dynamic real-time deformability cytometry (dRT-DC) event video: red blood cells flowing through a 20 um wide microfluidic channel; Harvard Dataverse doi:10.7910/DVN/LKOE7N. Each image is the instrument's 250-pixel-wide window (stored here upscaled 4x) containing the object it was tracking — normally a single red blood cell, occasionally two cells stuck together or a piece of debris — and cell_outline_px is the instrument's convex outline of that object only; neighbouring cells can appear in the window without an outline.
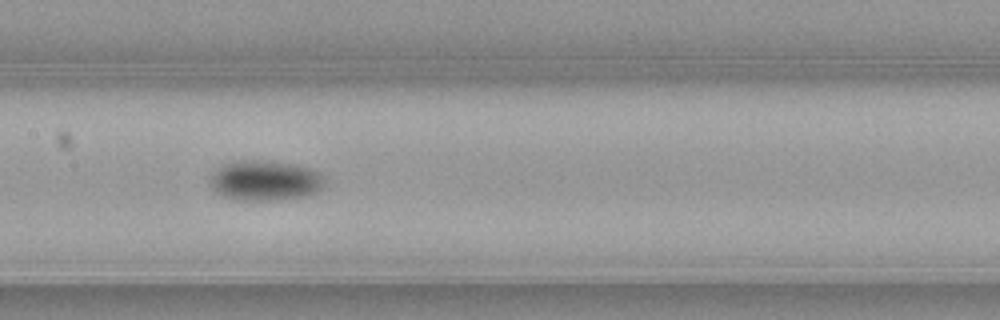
{"species": "common noctule bat (a hibernating species)", "species_latin": "Nyctalus noctula", "temperature_condition": "warm", "stored_images_in_passage": 21, "camera_frame_rate_fps": 3000, "um_per_image_px": 0.085, "animal": {"sex": "female", "body_mass_g": 21.9}, "frame": {"image": 1, "passage_image": 12, "time_ms": 3.667, "image_size_px": [1000, 320], "cell_outline_px": [[328, 188], [304, 196], [280, 200], [236, 200], [224, 196], [216, 192], [212, 188], [212, 172], [224, 164], [240, 160], [268, 160], [292, 164], [308, 168], [320, 172], [328, 180]], "centroid_in_image_um": [22.63, 15.35], "position_along_channel_um": 184.8, "area_um2": 27.22}}